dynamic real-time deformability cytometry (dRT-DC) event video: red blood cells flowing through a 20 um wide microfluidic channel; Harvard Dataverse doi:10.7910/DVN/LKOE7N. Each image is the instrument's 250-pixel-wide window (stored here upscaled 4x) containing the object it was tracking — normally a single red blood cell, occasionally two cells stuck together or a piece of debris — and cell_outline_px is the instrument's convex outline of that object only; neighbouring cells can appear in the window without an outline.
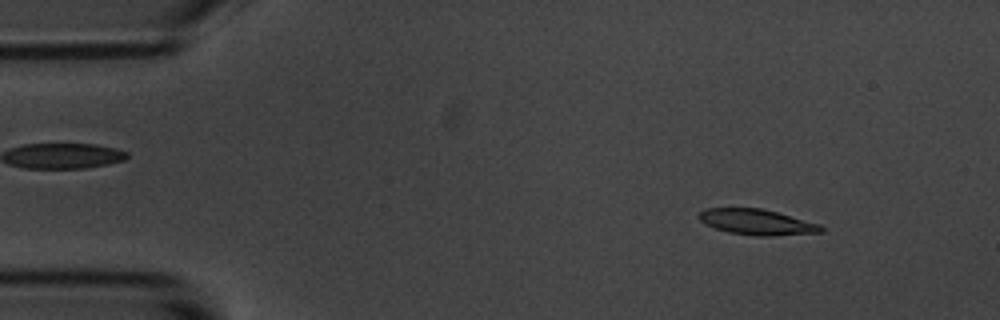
{"species": "common noctule bat (a hibernating species)", "species_latin": "Nyctalus noctula", "temperature_condition": "room temperature", "stored_images_in_passage": 51, "camera_frame_rate_fps": 3000, "um_per_image_px": 0.085, "animal": {"sex": "male", "body_mass_g": 20.1, "forearm_length_mm": 53.5}, "frame": {"image": 1, "passage_image": 3, "time_ms": 0.667, "image_size_px": [1000, 320], "cell_outline_px": [[824, 232], [772, 236], [756, 236], [728, 232], [716, 228], [700, 220], [700, 212], [708, 208], [764, 208], [820, 224], [824, 228]], "centroid_in_image_um": [64.4, 18.87], "position_along_channel_um": 20.6, "area_um2": 18.15}}
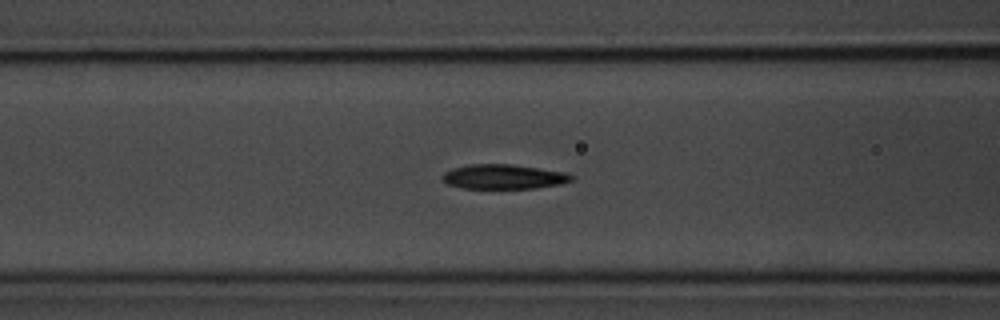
{"frame": {"image": 2, "passage_image": 18, "time_ms": 5.667, "image_size_px": [1000, 320], "cell_outline_px": [[576, 180], [560, 184], [536, 188], [460, 188], [448, 184], [440, 176], [444, 172], [452, 168], [472, 164], [512, 164], [564, 172], [576, 176]], "centroid_in_image_um": [42.83, 15.02], "position_along_channel_um": 123.8, "area_um2": 18.61}}
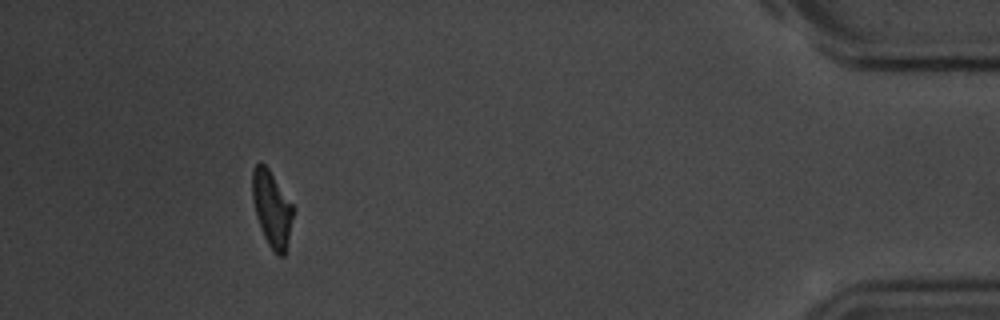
{"frame": {"image": 3, "passage_image": 47, "time_ms": 15.333, "image_size_px": [1000, 320], "cell_outline_px": [[296, 208], [284, 256], [276, 256], [268, 244], [264, 236], [256, 216], [252, 196], [252, 172], [256, 164], [260, 160], [268, 168]], "centroid_in_image_um": [23.13, 17.74], "position_along_channel_um": 412.1, "area_um2": 18.26}, "authors_computed_cell_mechanics": {"area_um2": 18.9584, "velocity_mm_per_s": 3.6242, "shape_relaxation_time_tau1_ms": 2.8632, "shape_relaxation_time_tau2_ms": 2.7765, "deformation_change_tau1": 0.1274, "deformation_change_tau2": 0.1039}}